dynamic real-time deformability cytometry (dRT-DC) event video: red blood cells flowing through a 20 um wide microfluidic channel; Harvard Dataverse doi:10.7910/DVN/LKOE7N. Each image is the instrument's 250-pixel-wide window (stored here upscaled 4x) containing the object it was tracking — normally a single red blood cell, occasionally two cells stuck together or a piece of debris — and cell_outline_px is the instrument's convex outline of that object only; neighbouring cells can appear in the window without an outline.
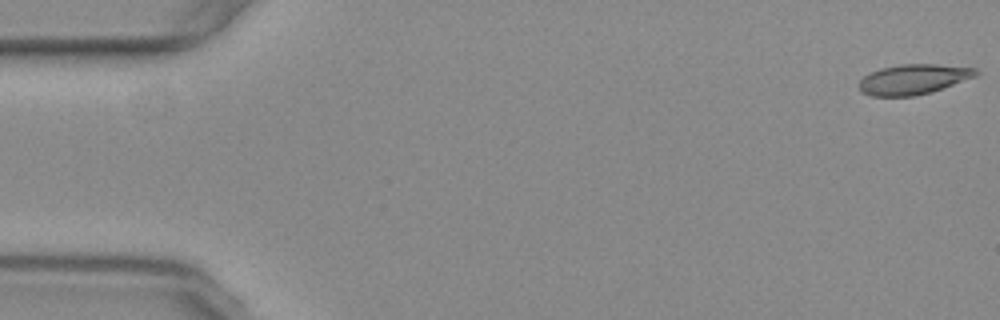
{"species": "common noctule bat (a hibernating species)", "species_latin": "Nyctalus noctula", "temperature_condition": "warm", "stored_images_in_passage": 55, "camera_frame_rate_fps": 3000, "um_per_image_px": 0.085, "animal": {"sex": "female", "body_mass_g": 29.2, "forearm_length_mm": 56.3}, "frame": {"image": 1, "passage_image": 1, "time_ms": 0.0, "image_size_px": [1000, 320], "cell_outline_px": [[980, 72], [976, 76], [932, 92], [916, 96], [872, 96], [860, 92], [860, 80], [864, 76], [880, 68], [900, 64], [936, 64], [976, 68]], "centroid_in_image_um": [77.65, 6.74], "position_along_channel_um": 7.4, "area_um2": 20.52}}
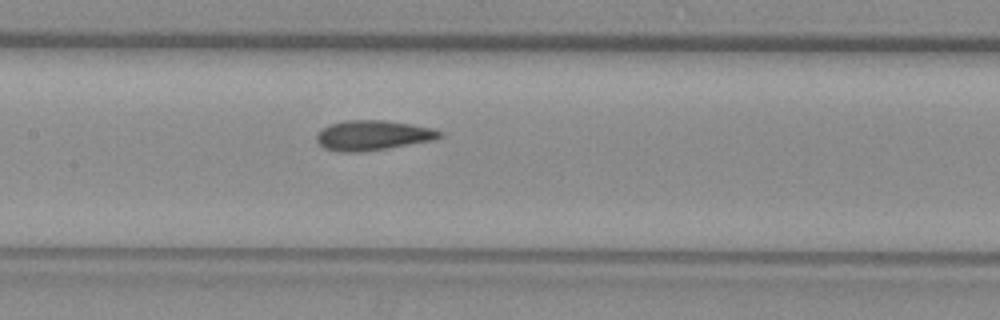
{"frame": {"image": 2, "passage_image": 26, "time_ms": 8.333, "image_size_px": [1000, 320], "cell_outline_px": [[444, 136], [436, 140], [360, 152], [336, 152], [324, 148], [316, 140], [316, 136], [324, 128], [332, 124], [344, 120], [384, 120], [412, 124], [432, 128], [444, 132]], "centroid_in_image_um": [31.74, 11.5], "position_along_channel_um": 175.7, "area_um2": 21.5}}
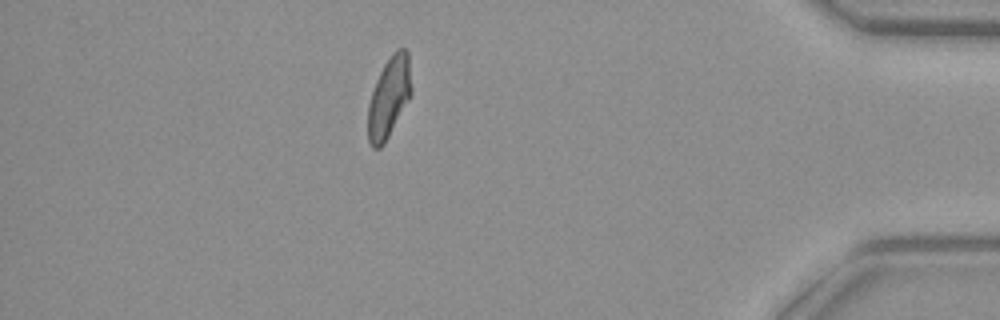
{"frame": {"image": 3, "passage_image": 48, "time_ms": 15.667, "image_size_px": [1000, 320], "cell_outline_px": [[412, 96], [384, 144], [380, 148], [372, 148], [368, 140], [368, 104], [376, 80], [384, 64], [392, 52], [396, 48], [404, 48], [408, 52], [412, 88]], "centroid_in_image_um": [33.08, 8.26], "position_along_channel_um": 402.1, "area_um2": 20.69}, "authors_computed_cell_mechanics": {"area_um2": 20.9236, "velocity_mm_per_s": 3.7508, "shape_relaxation_time_tau1_ms": null, "shape_relaxation_time_tau2_ms": 1.4893, "deformation_change_tau1": null, "deformation_change_tau2": 0.0731}}